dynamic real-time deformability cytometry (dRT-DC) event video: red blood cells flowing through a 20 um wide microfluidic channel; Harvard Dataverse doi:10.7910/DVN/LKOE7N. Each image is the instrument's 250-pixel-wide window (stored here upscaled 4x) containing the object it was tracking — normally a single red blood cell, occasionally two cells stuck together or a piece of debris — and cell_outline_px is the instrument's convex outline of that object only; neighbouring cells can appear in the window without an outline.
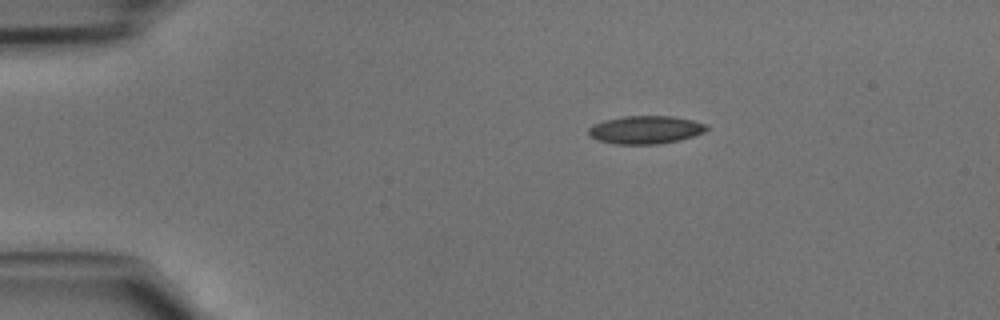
{"species": "common noctule bat (a hibernating species)", "species_latin": "Nyctalus noctula", "temperature_condition": "cold", "stored_images_in_passage": 38, "camera_frame_rate_fps": 3000, "um_per_image_px": 0.085, "animal": {"sex": "male", "body_mass_g": 15.6}, "frame": {"image": 1, "passage_image": 1, "time_ms": 0.0, "image_size_px": [1000, 320], "cell_outline_px": [[708, 128], [704, 132], [680, 140], [660, 144], [616, 144], [596, 140], [588, 136], [588, 128], [604, 120], [624, 116], [672, 116], [692, 120], [708, 124]], "centroid_in_image_um": [54.86, 11.03], "position_along_channel_um": 30.1, "area_um2": 19.36}}
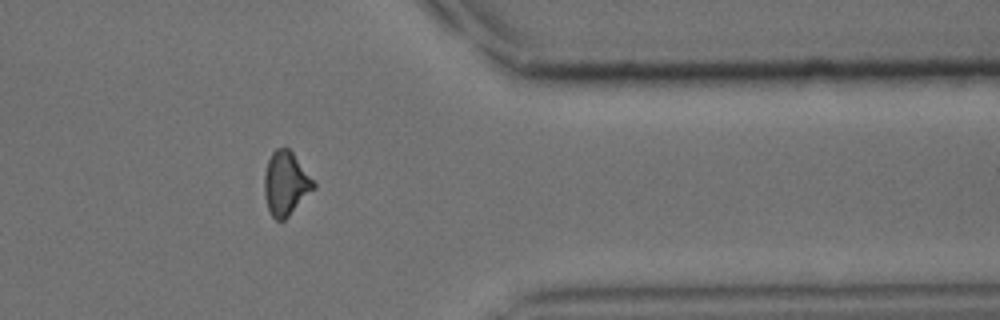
{"frame": {"image": 2, "passage_image": 30, "time_ms": 9.667, "image_size_px": [1000, 320], "cell_outline_px": [[316, 188], [284, 220], [276, 220], [272, 216], [268, 208], [264, 196], [264, 172], [268, 160], [272, 152], [276, 148], [288, 148], [292, 152], [316, 184]], "centroid_in_image_um": [24.28, 15.6], "position_along_channel_um": 387.1, "area_um2": 18.21}}
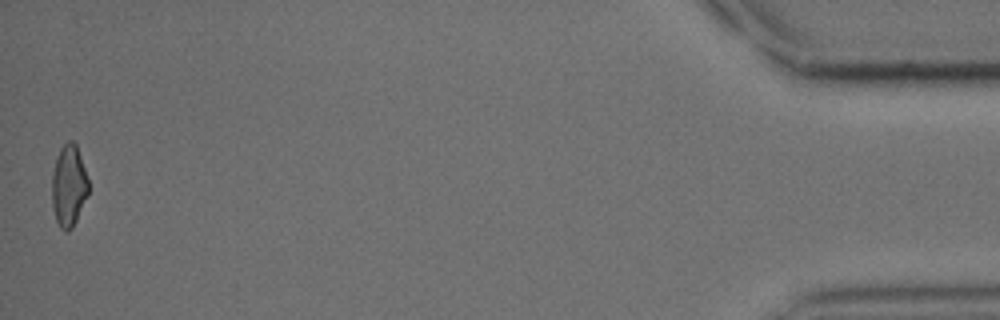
{"frame": {"image": 3, "passage_image": 38, "time_ms": 12.333, "image_size_px": [1000, 320], "cell_outline_px": [[88, 196], [72, 228], [68, 232], [64, 232], [60, 228], [56, 220], [52, 208], [52, 172], [56, 156], [60, 148], [68, 140], [72, 140], [76, 144], [88, 180]], "centroid_in_image_um": [5.83, 15.81], "position_along_channel_um": 429.4, "area_um2": 17.51}}